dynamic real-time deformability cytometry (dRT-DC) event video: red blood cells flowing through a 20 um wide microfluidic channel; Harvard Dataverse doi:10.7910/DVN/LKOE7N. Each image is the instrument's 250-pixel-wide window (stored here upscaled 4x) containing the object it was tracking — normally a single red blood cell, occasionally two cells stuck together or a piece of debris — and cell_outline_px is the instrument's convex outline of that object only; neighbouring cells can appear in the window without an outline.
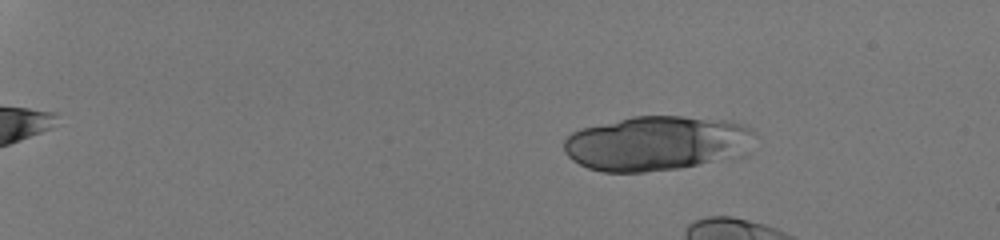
{"species": "human", "species_latin": "Homo sapiens", "temperature_condition": "room temperature", "stored_images_in_passage": 21, "camera_frame_rate_fps": 3000, "um_per_image_px": 0.085, "donor": {"sex": "male"}, "frame": {"image": 1, "passage_image": 10, "time_ms": 3.0, "image_size_px": [1000, 240], "cell_outline_px": [[752, 132], [732, 156], [680, 168], [644, 172], [600, 172], [588, 168], [572, 160], [564, 152], [564, 140], [572, 132], [584, 128], [632, 116], [680, 116], [724, 120], [748, 124]], "centroid_in_image_um": [55.63, 12.17], "position_along_channel_um": 29.4, "area_um2": 59.25}}